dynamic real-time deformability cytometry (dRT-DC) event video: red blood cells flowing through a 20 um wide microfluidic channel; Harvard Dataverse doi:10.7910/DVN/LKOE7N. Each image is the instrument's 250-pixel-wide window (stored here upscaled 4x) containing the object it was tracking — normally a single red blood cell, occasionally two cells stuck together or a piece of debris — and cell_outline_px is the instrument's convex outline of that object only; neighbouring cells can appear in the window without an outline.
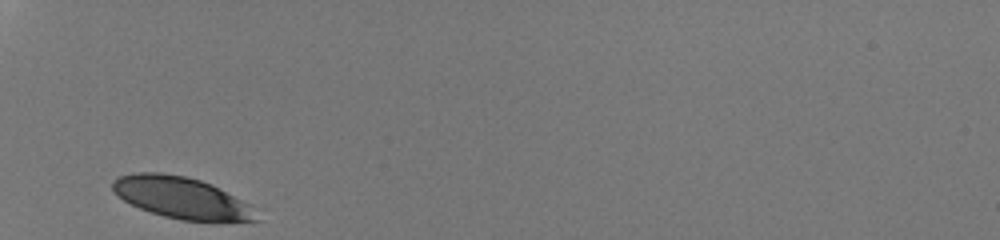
{"species": "human", "species_latin": "Homo sapiens", "temperature_condition": "room temperature", "stored_images_in_passage": 26, "camera_frame_rate_fps": 3000, "um_per_image_px": 0.085, "donor": {"sex": "male"}, "frame": {"image": 1, "passage_image": 1, "time_ms": 0.0, "image_size_px": [1000, 240], "cell_outline_px": [[260, 220], [180, 220], [164, 216], [140, 208], [124, 200], [112, 188], [112, 180], [120, 176], [132, 172], [160, 172], [184, 176], [200, 180], [248, 204]], "centroid_in_image_um": [15.33, 16.78], "position_along_channel_um": 69.7, "area_um2": 33.64}}
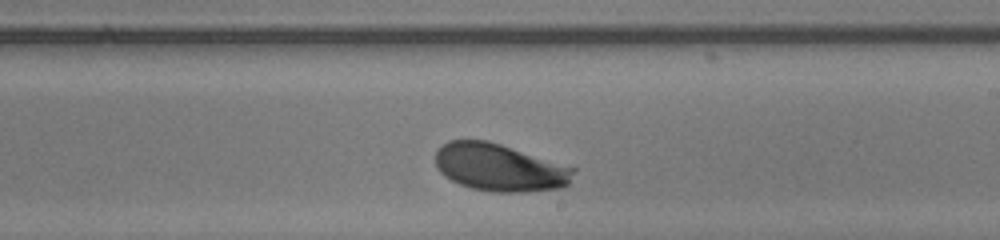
{"frame": {"image": 2, "passage_image": 15, "time_ms": 4.667, "image_size_px": [1000, 240], "cell_outline_px": [[576, 172], [568, 184], [560, 188], [520, 192], [492, 192], [472, 188], [460, 184], [444, 176], [440, 172], [436, 164], [436, 152], [448, 140], [488, 140], [576, 168]], "centroid_in_image_um": [42.47, 14.24], "position_along_channel_um": 246.5, "area_um2": 38.03}}
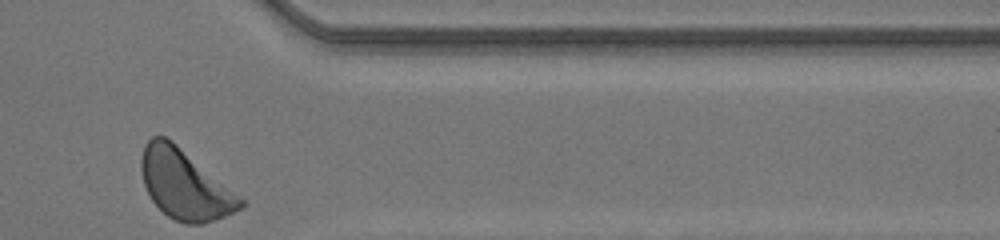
{"frame": {"image": 3, "passage_image": 26, "time_ms": 8.333, "image_size_px": [1000, 240], "cell_outline_px": [[248, 204], [224, 216], [204, 224], [184, 224], [168, 216], [152, 200], [144, 184], [140, 168], [140, 160], [144, 144], [152, 136], [164, 136], [172, 140], [244, 200]], "centroid_in_image_um": [15.67, 15.68], "position_along_channel_um": 395.7, "area_um2": 39.71}, "authors_computed_cell_mechanics": {"area_um2": 37.6278, "velocity_mm_per_s": 4.1446, "shape_relaxation_time_tau1_ms": 1.8352, "shape_relaxation_time_tau2_ms": null, "deformation_change_tau1": 0.1011, "deformation_change_tau2": null}}